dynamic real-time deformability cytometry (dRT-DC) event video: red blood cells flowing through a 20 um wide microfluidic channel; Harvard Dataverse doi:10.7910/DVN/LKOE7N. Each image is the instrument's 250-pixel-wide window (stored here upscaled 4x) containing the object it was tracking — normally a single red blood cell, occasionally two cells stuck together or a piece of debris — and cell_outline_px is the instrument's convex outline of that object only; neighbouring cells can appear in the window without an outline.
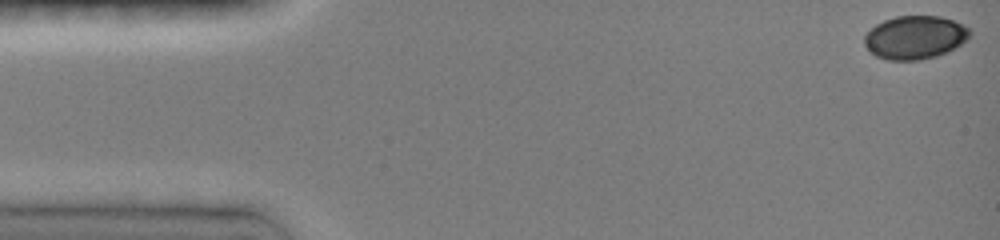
{"species": "common noctule bat (a hibernating species)", "species_latin": "Nyctalus noctula", "temperature_condition": "room temperature", "stored_images_in_passage": 16, "camera_frame_rate_fps": 3000, "um_per_image_px": 0.085, "animal": {"sex": "female", "body_mass_g": 19.0, "forearm_length_mm": 51.5}, "frame": {"image": 1, "passage_image": 1, "time_ms": 0.0, "image_size_px": [1000, 240], "cell_outline_px": [[972, 32], [960, 44], [936, 56], [920, 60], [888, 60], [876, 56], [868, 52], [864, 44], [864, 36], [876, 24], [884, 20], [896, 16], [940, 16], [964, 24]], "centroid_in_image_um": [77.73, 3.18], "position_along_channel_um": 7.3, "area_um2": 26.47}}
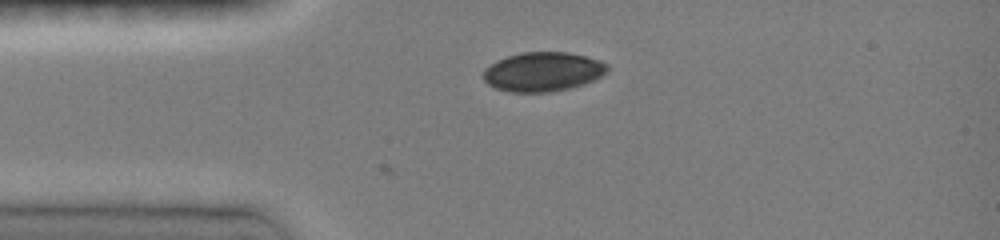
{"frame": {"image": 2, "passage_image": 16, "time_ms": 3.333, "image_size_px": [1000, 240], "cell_outline_px": [[608, 72], [584, 84], [552, 92], [508, 92], [496, 88], [488, 84], [484, 80], [484, 68], [496, 60], [508, 56], [524, 52], [568, 52], [600, 60], [608, 64]], "centroid_in_image_um": [46.14, 6.1], "position_along_channel_um": 38.9, "area_um2": 28.38}}